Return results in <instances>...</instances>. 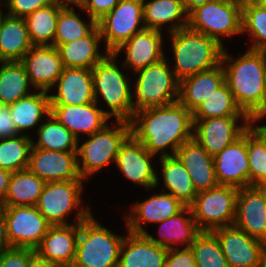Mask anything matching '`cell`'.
I'll use <instances>...</instances> for the list:
<instances>
[{"mask_svg":"<svg viewBox=\"0 0 266 267\" xmlns=\"http://www.w3.org/2000/svg\"><path fill=\"white\" fill-rule=\"evenodd\" d=\"M129 122L131 134L151 154L156 155L161 151V157L174 156L183 143L193 139L192 113L179 101L167 106L137 110ZM169 147L172 154L165 150Z\"/></svg>","mask_w":266,"mask_h":267,"instance_id":"6da1fadb","label":"cell"},{"mask_svg":"<svg viewBox=\"0 0 266 267\" xmlns=\"http://www.w3.org/2000/svg\"><path fill=\"white\" fill-rule=\"evenodd\" d=\"M230 56L223 50L221 64L225 83L232 92L237 105L250 116L261 105L264 98L266 52L249 49L235 61ZM225 64L228 65L227 68Z\"/></svg>","mask_w":266,"mask_h":267,"instance_id":"7a4b0ae2","label":"cell"},{"mask_svg":"<svg viewBox=\"0 0 266 267\" xmlns=\"http://www.w3.org/2000/svg\"><path fill=\"white\" fill-rule=\"evenodd\" d=\"M170 34L176 63L173 72L179 81L221 64L224 46L216 39L188 27Z\"/></svg>","mask_w":266,"mask_h":267,"instance_id":"3957f363","label":"cell"},{"mask_svg":"<svg viewBox=\"0 0 266 267\" xmlns=\"http://www.w3.org/2000/svg\"><path fill=\"white\" fill-rule=\"evenodd\" d=\"M124 238L102 227L91 214L80 222L72 267H118Z\"/></svg>","mask_w":266,"mask_h":267,"instance_id":"277c9868","label":"cell"},{"mask_svg":"<svg viewBox=\"0 0 266 267\" xmlns=\"http://www.w3.org/2000/svg\"><path fill=\"white\" fill-rule=\"evenodd\" d=\"M117 56L108 53L92 68L95 102L98 94L102 96L110 108L109 117L116 120L130 121L134 115V94L131 93L129 82L114 62Z\"/></svg>","mask_w":266,"mask_h":267,"instance_id":"5b68a950","label":"cell"},{"mask_svg":"<svg viewBox=\"0 0 266 267\" xmlns=\"http://www.w3.org/2000/svg\"><path fill=\"white\" fill-rule=\"evenodd\" d=\"M134 110L167 106L179 100L180 81L170 70L166 58L160 62L137 70Z\"/></svg>","mask_w":266,"mask_h":267,"instance_id":"8992f818","label":"cell"},{"mask_svg":"<svg viewBox=\"0 0 266 267\" xmlns=\"http://www.w3.org/2000/svg\"><path fill=\"white\" fill-rule=\"evenodd\" d=\"M116 121L119 127L112 130L105 125L101 130L90 135L88 141L81 146L78 145V170L82 179L104 168L111 160L115 162L121 144L131 134L129 121ZM79 156L82 157V164Z\"/></svg>","mask_w":266,"mask_h":267,"instance_id":"52a82bcc","label":"cell"},{"mask_svg":"<svg viewBox=\"0 0 266 267\" xmlns=\"http://www.w3.org/2000/svg\"><path fill=\"white\" fill-rule=\"evenodd\" d=\"M238 191L239 188L234 186L218 185L198 192L189 207L201 231L212 232L217 228L234 225Z\"/></svg>","mask_w":266,"mask_h":267,"instance_id":"ba28073f","label":"cell"},{"mask_svg":"<svg viewBox=\"0 0 266 267\" xmlns=\"http://www.w3.org/2000/svg\"><path fill=\"white\" fill-rule=\"evenodd\" d=\"M242 9L231 0H213L188 14L187 27L221 43V37L242 33ZM220 37V38H219Z\"/></svg>","mask_w":266,"mask_h":267,"instance_id":"9c48e42d","label":"cell"},{"mask_svg":"<svg viewBox=\"0 0 266 267\" xmlns=\"http://www.w3.org/2000/svg\"><path fill=\"white\" fill-rule=\"evenodd\" d=\"M144 0H120V2L97 21L101 38L106 39L105 53H114L134 34L145 29L143 21ZM140 26V28H139Z\"/></svg>","mask_w":266,"mask_h":267,"instance_id":"30bf717a","label":"cell"},{"mask_svg":"<svg viewBox=\"0 0 266 267\" xmlns=\"http://www.w3.org/2000/svg\"><path fill=\"white\" fill-rule=\"evenodd\" d=\"M11 247L36 250L52 226L36 206H1Z\"/></svg>","mask_w":266,"mask_h":267,"instance_id":"8fae6325","label":"cell"},{"mask_svg":"<svg viewBox=\"0 0 266 267\" xmlns=\"http://www.w3.org/2000/svg\"><path fill=\"white\" fill-rule=\"evenodd\" d=\"M91 215L88 208H79L75 215L76 225H56L51 226L36 253L49 263L58 267H72L77 249L80 222Z\"/></svg>","mask_w":266,"mask_h":267,"instance_id":"7c38bea8","label":"cell"},{"mask_svg":"<svg viewBox=\"0 0 266 267\" xmlns=\"http://www.w3.org/2000/svg\"><path fill=\"white\" fill-rule=\"evenodd\" d=\"M82 180L45 183L36 207L52 226L69 225L66 216L81 205Z\"/></svg>","mask_w":266,"mask_h":267,"instance_id":"4fadbf2b","label":"cell"},{"mask_svg":"<svg viewBox=\"0 0 266 267\" xmlns=\"http://www.w3.org/2000/svg\"><path fill=\"white\" fill-rule=\"evenodd\" d=\"M240 117L244 119V124L238 126L236 123ZM250 125L249 116L193 119V139L210 155L215 156L240 138Z\"/></svg>","mask_w":266,"mask_h":267,"instance_id":"5bb4252c","label":"cell"},{"mask_svg":"<svg viewBox=\"0 0 266 267\" xmlns=\"http://www.w3.org/2000/svg\"><path fill=\"white\" fill-rule=\"evenodd\" d=\"M218 238L229 267H257L266 244L235 225L212 231Z\"/></svg>","mask_w":266,"mask_h":267,"instance_id":"9a60e30c","label":"cell"},{"mask_svg":"<svg viewBox=\"0 0 266 267\" xmlns=\"http://www.w3.org/2000/svg\"><path fill=\"white\" fill-rule=\"evenodd\" d=\"M234 225L266 244V187L239 188Z\"/></svg>","mask_w":266,"mask_h":267,"instance_id":"2e32d148","label":"cell"},{"mask_svg":"<svg viewBox=\"0 0 266 267\" xmlns=\"http://www.w3.org/2000/svg\"><path fill=\"white\" fill-rule=\"evenodd\" d=\"M28 169L45 183L82 179L77 152L44 150L32 146Z\"/></svg>","mask_w":266,"mask_h":267,"instance_id":"e0dca14e","label":"cell"},{"mask_svg":"<svg viewBox=\"0 0 266 267\" xmlns=\"http://www.w3.org/2000/svg\"><path fill=\"white\" fill-rule=\"evenodd\" d=\"M151 154L144 145L130 134L121 144L116 156V165L126 178L146 188H156L157 173L151 165Z\"/></svg>","mask_w":266,"mask_h":267,"instance_id":"ac0fdd59","label":"cell"},{"mask_svg":"<svg viewBox=\"0 0 266 267\" xmlns=\"http://www.w3.org/2000/svg\"><path fill=\"white\" fill-rule=\"evenodd\" d=\"M214 167L219 185L237 188L249 186L247 130L234 143L214 156Z\"/></svg>","mask_w":266,"mask_h":267,"instance_id":"d6986e66","label":"cell"},{"mask_svg":"<svg viewBox=\"0 0 266 267\" xmlns=\"http://www.w3.org/2000/svg\"><path fill=\"white\" fill-rule=\"evenodd\" d=\"M33 87L48 92L62 74L63 65L55 46H33L20 60Z\"/></svg>","mask_w":266,"mask_h":267,"instance_id":"ffe728a7","label":"cell"},{"mask_svg":"<svg viewBox=\"0 0 266 267\" xmlns=\"http://www.w3.org/2000/svg\"><path fill=\"white\" fill-rule=\"evenodd\" d=\"M51 114L77 139L79 133L89 136L101 130L110 118L109 112L97 107L96 102L84 105H50Z\"/></svg>","mask_w":266,"mask_h":267,"instance_id":"44dd1931","label":"cell"},{"mask_svg":"<svg viewBox=\"0 0 266 267\" xmlns=\"http://www.w3.org/2000/svg\"><path fill=\"white\" fill-rule=\"evenodd\" d=\"M56 95H49L50 105H84L95 102L92 69L63 68L57 79Z\"/></svg>","mask_w":266,"mask_h":267,"instance_id":"7402d4cb","label":"cell"},{"mask_svg":"<svg viewBox=\"0 0 266 267\" xmlns=\"http://www.w3.org/2000/svg\"><path fill=\"white\" fill-rule=\"evenodd\" d=\"M175 156L187 170L198 192L218 186L214 167V156L210 155L194 139L183 143Z\"/></svg>","mask_w":266,"mask_h":267,"instance_id":"603a6c76","label":"cell"},{"mask_svg":"<svg viewBox=\"0 0 266 267\" xmlns=\"http://www.w3.org/2000/svg\"><path fill=\"white\" fill-rule=\"evenodd\" d=\"M162 43L161 31L145 28L125 41L114 54L117 56L125 49L127 57L123 65L137 71L165 58Z\"/></svg>","mask_w":266,"mask_h":267,"instance_id":"cb8c5ba5","label":"cell"},{"mask_svg":"<svg viewBox=\"0 0 266 267\" xmlns=\"http://www.w3.org/2000/svg\"><path fill=\"white\" fill-rule=\"evenodd\" d=\"M185 207L170 193L154 194L150 198L132 207V214H127L128 232L145 234L141 222L160 223L178 214Z\"/></svg>","mask_w":266,"mask_h":267,"instance_id":"d4e9b609","label":"cell"},{"mask_svg":"<svg viewBox=\"0 0 266 267\" xmlns=\"http://www.w3.org/2000/svg\"><path fill=\"white\" fill-rule=\"evenodd\" d=\"M128 233L121 246L118 267H165L166 247L158 246L145 234Z\"/></svg>","mask_w":266,"mask_h":267,"instance_id":"484cf974","label":"cell"},{"mask_svg":"<svg viewBox=\"0 0 266 267\" xmlns=\"http://www.w3.org/2000/svg\"><path fill=\"white\" fill-rule=\"evenodd\" d=\"M225 83L222 64L180 81L179 102L193 113L199 105Z\"/></svg>","mask_w":266,"mask_h":267,"instance_id":"4316f807","label":"cell"},{"mask_svg":"<svg viewBox=\"0 0 266 267\" xmlns=\"http://www.w3.org/2000/svg\"><path fill=\"white\" fill-rule=\"evenodd\" d=\"M185 214H188L186 217ZM159 233L161 239H156L147 232L145 235L158 246L173 249V244H187L185 247H191L196 237L202 232L195 222L191 208L185 206L178 214L160 222Z\"/></svg>","mask_w":266,"mask_h":267,"instance_id":"83f0119b","label":"cell"},{"mask_svg":"<svg viewBox=\"0 0 266 267\" xmlns=\"http://www.w3.org/2000/svg\"><path fill=\"white\" fill-rule=\"evenodd\" d=\"M101 39L99 28L96 26L87 36L58 45L56 48L63 67L92 69L108 54L102 55L98 51Z\"/></svg>","mask_w":266,"mask_h":267,"instance_id":"f1b7e54d","label":"cell"},{"mask_svg":"<svg viewBox=\"0 0 266 267\" xmlns=\"http://www.w3.org/2000/svg\"><path fill=\"white\" fill-rule=\"evenodd\" d=\"M33 46L24 18L6 14L0 36V62L20 61Z\"/></svg>","mask_w":266,"mask_h":267,"instance_id":"f546056e","label":"cell"},{"mask_svg":"<svg viewBox=\"0 0 266 267\" xmlns=\"http://www.w3.org/2000/svg\"><path fill=\"white\" fill-rule=\"evenodd\" d=\"M181 21L173 24L169 32H175L186 28L188 25V13L182 0H152L143 2V21L145 28L161 31L160 27L173 21Z\"/></svg>","mask_w":266,"mask_h":267,"instance_id":"4dcf8cb0","label":"cell"},{"mask_svg":"<svg viewBox=\"0 0 266 267\" xmlns=\"http://www.w3.org/2000/svg\"><path fill=\"white\" fill-rule=\"evenodd\" d=\"M45 182L28 168L12 173L0 206H36Z\"/></svg>","mask_w":266,"mask_h":267,"instance_id":"1f68e13d","label":"cell"},{"mask_svg":"<svg viewBox=\"0 0 266 267\" xmlns=\"http://www.w3.org/2000/svg\"><path fill=\"white\" fill-rule=\"evenodd\" d=\"M165 187L185 206H190L198 194L191 177L179 159L174 156H160Z\"/></svg>","mask_w":266,"mask_h":267,"instance_id":"d6a6232c","label":"cell"},{"mask_svg":"<svg viewBox=\"0 0 266 267\" xmlns=\"http://www.w3.org/2000/svg\"><path fill=\"white\" fill-rule=\"evenodd\" d=\"M8 106L19 133L38 124L44 113L47 116L51 113L50 97L46 91L31 93Z\"/></svg>","mask_w":266,"mask_h":267,"instance_id":"836d02e7","label":"cell"},{"mask_svg":"<svg viewBox=\"0 0 266 267\" xmlns=\"http://www.w3.org/2000/svg\"><path fill=\"white\" fill-rule=\"evenodd\" d=\"M0 104L10 105L31 94L30 81L20 61H1Z\"/></svg>","mask_w":266,"mask_h":267,"instance_id":"e575fe53","label":"cell"},{"mask_svg":"<svg viewBox=\"0 0 266 267\" xmlns=\"http://www.w3.org/2000/svg\"><path fill=\"white\" fill-rule=\"evenodd\" d=\"M65 5L52 2L24 18L31 42L34 46L52 45L55 38L60 10ZM49 40H51L49 42Z\"/></svg>","mask_w":266,"mask_h":267,"instance_id":"d590c367","label":"cell"},{"mask_svg":"<svg viewBox=\"0 0 266 267\" xmlns=\"http://www.w3.org/2000/svg\"><path fill=\"white\" fill-rule=\"evenodd\" d=\"M249 186L266 187V130L252 124L247 129Z\"/></svg>","mask_w":266,"mask_h":267,"instance_id":"8d00e7d4","label":"cell"},{"mask_svg":"<svg viewBox=\"0 0 266 267\" xmlns=\"http://www.w3.org/2000/svg\"><path fill=\"white\" fill-rule=\"evenodd\" d=\"M50 121L39 126L38 142L32 143L34 148L61 152H77L78 139L51 113Z\"/></svg>","mask_w":266,"mask_h":267,"instance_id":"74e56055","label":"cell"},{"mask_svg":"<svg viewBox=\"0 0 266 267\" xmlns=\"http://www.w3.org/2000/svg\"><path fill=\"white\" fill-rule=\"evenodd\" d=\"M227 116H248L237 105L228 85L224 83L206 98L192 113L193 119H209Z\"/></svg>","mask_w":266,"mask_h":267,"instance_id":"f35d334b","label":"cell"},{"mask_svg":"<svg viewBox=\"0 0 266 267\" xmlns=\"http://www.w3.org/2000/svg\"><path fill=\"white\" fill-rule=\"evenodd\" d=\"M32 143L27 134L0 139V168L12 173L27 169Z\"/></svg>","mask_w":266,"mask_h":267,"instance_id":"ab89813d","label":"cell"},{"mask_svg":"<svg viewBox=\"0 0 266 267\" xmlns=\"http://www.w3.org/2000/svg\"><path fill=\"white\" fill-rule=\"evenodd\" d=\"M89 22L85 24L73 7L65 5L59 13L53 46L57 47L87 36L97 26L94 19L90 18Z\"/></svg>","mask_w":266,"mask_h":267,"instance_id":"60d3db41","label":"cell"},{"mask_svg":"<svg viewBox=\"0 0 266 267\" xmlns=\"http://www.w3.org/2000/svg\"><path fill=\"white\" fill-rule=\"evenodd\" d=\"M196 267H229L217 236L202 231L191 245Z\"/></svg>","mask_w":266,"mask_h":267,"instance_id":"b9f144b4","label":"cell"},{"mask_svg":"<svg viewBox=\"0 0 266 267\" xmlns=\"http://www.w3.org/2000/svg\"><path fill=\"white\" fill-rule=\"evenodd\" d=\"M242 33L253 37L250 49L266 52V10L260 5H251L242 9Z\"/></svg>","mask_w":266,"mask_h":267,"instance_id":"7bdbcfd3","label":"cell"},{"mask_svg":"<svg viewBox=\"0 0 266 267\" xmlns=\"http://www.w3.org/2000/svg\"><path fill=\"white\" fill-rule=\"evenodd\" d=\"M36 250L11 247L0 252V267H28Z\"/></svg>","mask_w":266,"mask_h":267,"instance_id":"ee69618b","label":"cell"},{"mask_svg":"<svg viewBox=\"0 0 266 267\" xmlns=\"http://www.w3.org/2000/svg\"><path fill=\"white\" fill-rule=\"evenodd\" d=\"M6 2L5 5L10 10L7 14L19 18H25L52 3L51 0H7Z\"/></svg>","mask_w":266,"mask_h":267,"instance_id":"f6af8a7d","label":"cell"},{"mask_svg":"<svg viewBox=\"0 0 266 267\" xmlns=\"http://www.w3.org/2000/svg\"><path fill=\"white\" fill-rule=\"evenodd\" d=\"M120 0H80L79 7L89 13L96 22L109 13Z\"/></svg>","mask_w":266,"mask_h":267,"instance_id":"bcb514c9","label":"cell"},{"mask_svg":"<svg viewBox=\"0 0 266 267\" xmlns=\"http://www.w3.org/2000/svg\"><path fill=\"white\" fill-rule=\"evenodd\" d=\"M165 267H196L191 247L168 249Z\"/></svg>","mask_w":266,"mask_h":267,"instance_id":"7dc6e473","label":"cell"},{"mask_svg":"<svg viewBox=\"0 0 266 267\" xmlns=\"http://www.w3.org/2000/svg\"><path fill=\"white\" fill-rule=\"evenodd\" d=\"M15 122L12 119L8 105L0 104V139L18 136Z\"/></svg>","mask_w":266,"mask_h":267,"instance_id":"c3c4849f","label":"cell"},{"mask_svg":"<svg viewBox=\"0 0 266 267\" xmlns=\"http://www.w3.org/2000/svg\"><path fill=\"white\" fill-rule=\"evenodd\" d=\"M8 248H11V246L7 236L5 215L3 213L2 207L0 206V252Z\"/></svg>","mask_w":266,"mask_h":267,"instance_id":"681fc988","label":"cell"},{"mask_svg":"<svg viewBox=\"0 0 266 267\" xmlns=\"http://www.w3.org/2000/svg\"><path fill=\"white\" fill-rule=\"evenodd\" d=\"M12 172L0 168V204L4 201L8 191Z\"/></svg>","mask_w":266,"mask_h":267,"instance_id":"f907efd6","label":"cell"},{"mask_svg":"<svg viewBox=\"0 0 266 267\" xmlns=\"http://www.w3.org/2000/svg\"><path fill=\"white\" fill-rule=\"evenodd\" d=\"M266 116V88L261 105L249 116L251 123H255Z\"/></svg>","mask_w":266,"mask_h":267,"instance_id":"816d5d0a","label":"cell"},{"mask_svg":"<svg viewBox=\"0 0 266 267\" xmlns=\"http://www.w3.org/2000/svg\"><path fill=\"white\" fill-rule=\"evenodd\" d=\"M28 267H58V266L49 263L46 259L41 258L37 253H35L30 258Z\"/></svg>","mask_w":266,"mask_h":267,"instance_id":"f5cc1de1","label":"cell"},{"mask_svg":"<svg viewBox=\"0 0 266 267\" xmlns=\"http://www.w3.org/2000/svg\"><path fill=\"white\" fill-rule=\"evenodd\" d=\"M213 0H182L186 12L189 14L195 8L202 6Z\"/></svg>","mask_w":266,"mask_h":267,"instance_id":"db71d44e","label":"cell"},{"mask_svg":"<svg viewBox=\"0 0 266 267\" xmlns=\"http://www.w3.org/2000/svg\"><path fill=\"white\" fill-rule=\"evenodd\" d=\"M235 4L239 5L241 9L251 6V5H259L262 0H231Z\"/></svg>","mask_w":266,"mask_h":267,"instance_id":"11a10c76","label":"cell"},{"mask_svg":"<svg viewBox=\"0 0 266 267\" xmlns=\"http://www.w3.org/2000/svg\"><path fill=\"white\" fill-rule=\"evenodd\" d=\"M52 2L60 3L63 5H69L71 3L75 4L76 6L79 5L80 0H51Z\"/></svg>","mask_w":266,"mask_h":267,"instance_id":"9f6ffc18","label":"cell"},{"mask_svg":"<svg viewBox=\"0 0 266 267\" xmlns=\"http://www.w3.org/2000/svg\"><path fill=\"white\" fill-rule=\"evenodd\" d=\"M257 267H266V250L263 252Z\"/></svg>","mask_w":266,"mask_h":267,"instance_id":"6f0895ef","label":"cell"},{"mask_svg":"<svg viewBox=\"0 0 266 267\" xmlns=\"http://www.w3.org/2000/svg\"><path fill=\"white\" fill-rule=\"evenodd\" d=\"M3 21H4V16H3L2 10L0 8V36H1L2 28H3Z\"/></svg>","mask_w":266,"mask_h":267,"instance_id":"680465c9","label":"cell"},{"mask_svg":"<svg viewBox=\"0 0 266 267\" xmlns=\"http://www.w3.org/2000/svg\"><path fill=\"white\" fill-rule=\"evenodd\" d=\"M264 10H266V0H262L259 4Z\"/></svg>","mask_w":266,"mask_h":267,"instance_id":"91938a15","label":"cell"}]
</instances>
